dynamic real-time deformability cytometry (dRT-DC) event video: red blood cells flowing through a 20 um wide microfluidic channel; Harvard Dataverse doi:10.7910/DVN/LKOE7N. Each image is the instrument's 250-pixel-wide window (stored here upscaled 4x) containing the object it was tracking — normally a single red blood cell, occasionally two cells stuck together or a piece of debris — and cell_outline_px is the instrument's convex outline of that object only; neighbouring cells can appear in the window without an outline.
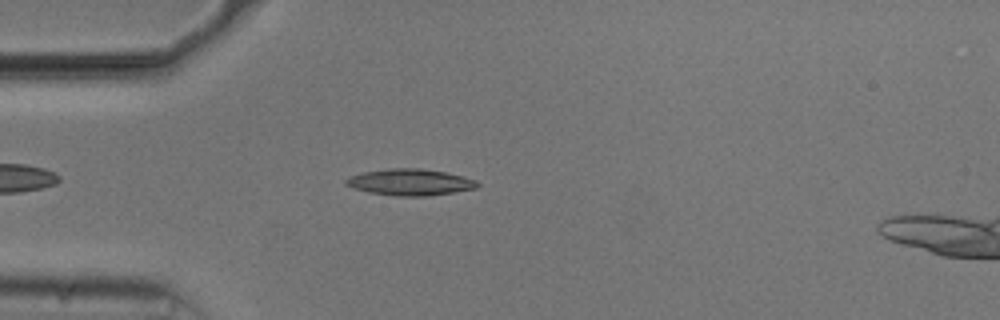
{"species": "common noctule bat (a hibernating species)", "species_latin": "Nyctalus noctula", "temperature_condition": "cold", "stored_images_in_passage": 45, "camera_frame_rate_fps": 3000, "um_per_image_px": 0.085, "animal": {"sex": "male", "body_mass_g": 20.5, "forearm_length_mm": 52.5}, "frame": {"image": 1, "passage_image": 6, "time_ms": 1.667, "image_size_px": [1000, 320], "cell_outline_px": [[480, 184], [476, 188], [428, 196], [396, 196], [368, 192], [352, 188], [344, 184], [344, 180], [352, 176], [364, 172], [388, 168], [420, 168], [444, 172], [464, 176], [476, 180]], "centroid_in_image_um": [34.85, 15.48], "position_along_channel_um": 50.2, "area_um2": 20.23}}
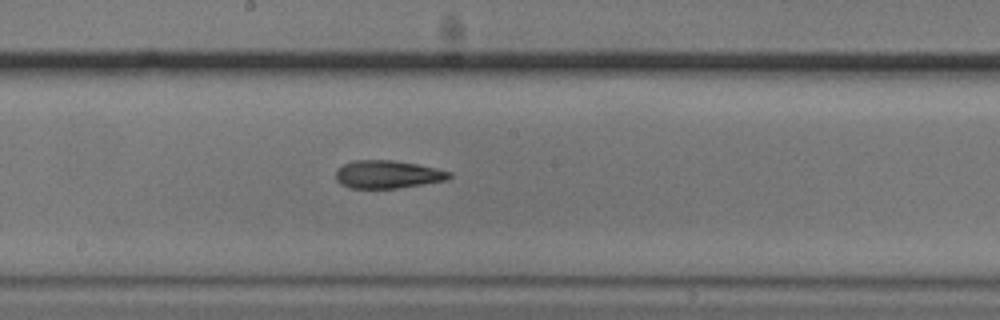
{"frame": {"image": 2, "passage_image": 20, "time_ms": 6.333, "image_size_px": [1000, 320], "cell_outline_px": [[452, 176], [448, 180], [396, 188], [348, 188], [340, 184], [336, 180], [336, 172], [344, 164], [356, 160], [392, 160], [416, 164], [436, 168], [452, 172]], "centroid_in_image_um": [32.96, 14.83], "position_along_channel_um": 215.2, "area_um2": 18.38}}
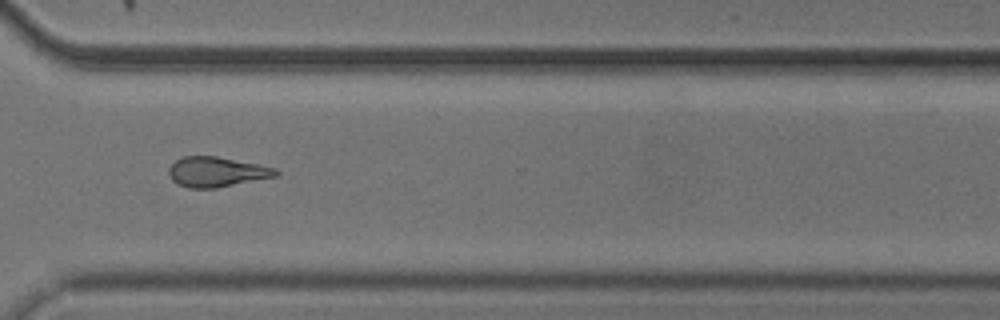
{"frame": {"image": 3, "passage_image": 31, "time_ms": 10.0, "image_size_px": [1000, 320], "cell_outline_px": [[280, 172], [276, 176], [216, 188], [188, 188], [172, 180], [168, 172], [168, 168], [176, 160], [184, 156], [216, 156], [276, 168]], "centroid_in_image_um": [18.4, 14.61], "position_along_channel_um": 352.2, "area_um2": 18.5}, "authors_computed_cell_mechanics": {"area_um2": 18.6694, "velocity_mm_per_s": 3.756, "shape_relaxation_time_tau1_ms": 10.6051, "shape_relaxation_time_tau2_ms": 6.5753, "deformation_change_tau1": 0.2561, "deformation_change_tau2": 0.1507}}